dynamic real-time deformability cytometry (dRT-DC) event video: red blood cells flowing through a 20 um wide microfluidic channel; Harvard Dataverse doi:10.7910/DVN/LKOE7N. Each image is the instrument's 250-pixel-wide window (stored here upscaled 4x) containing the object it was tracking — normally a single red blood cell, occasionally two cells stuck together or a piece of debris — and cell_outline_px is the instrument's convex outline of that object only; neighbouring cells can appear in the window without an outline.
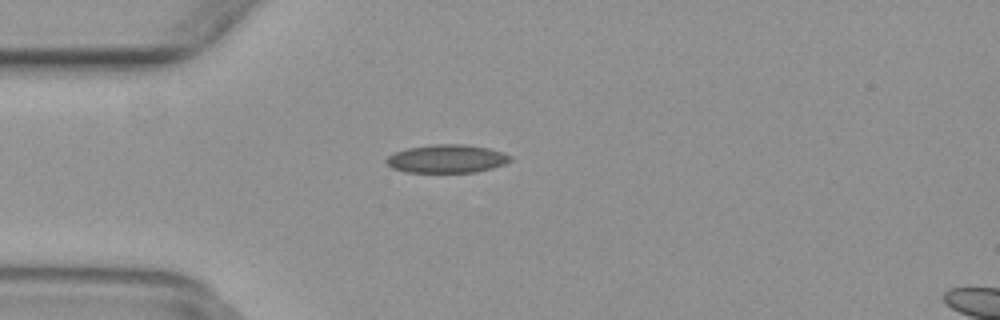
{"species": "common noctule bat (a hibernating species)", "species_latin": "Nyctalus noctula", "temperature_condition": "warm", "stored_images_in_passage": 44, "camera_frame_rate_fps": 3000, "um_per_image_px": 0.085, "animal": {"sex": "female", "body_mass_g": 29.2, "forearm_length_mm": 56.3}, "frame": {"image": 1, "passage_image": 8, "time_ms": 2.333, "image_size_px": [1000, 320], "cell_outline_px": [[512, 160], [504, 164], [492, 168], [476, 172], [404, 172], [392, 168], [384, 160], [388, 156], [396, 152], [408, 148], [432, 144], [464, 144], [488, 148], [512, 156]], "centroid_in_image_um": [37.97, 13.49], "position_along_channel_um": 47.0, "area_um2": 20.35}}
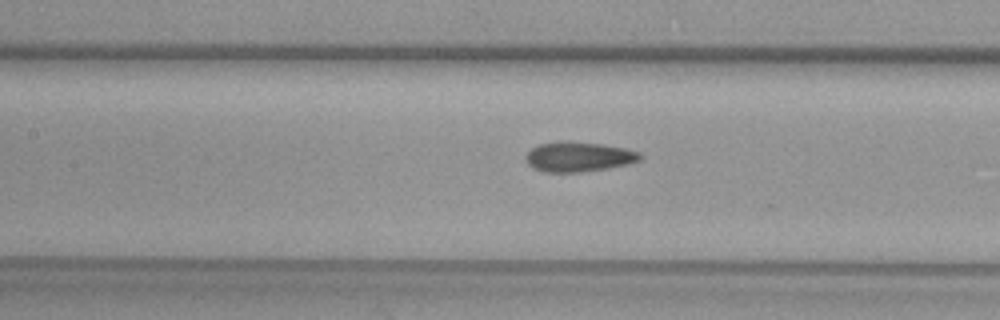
{"frame": {"image": 2, "passage_image": 17, "time_ms": 5.333, "image_size_px": [1000, 320], "cell_outline_px": [[644, 156], [640, 160], [628, 164], [608, 168], [580, 172], [544, 172], [532, 168], [524, 160], [524, 156], [532, 148], [540, 144], [564, 140], [600, 144], [624, 148], [640, 152]], "centroid_in_image_um": [49.16, 13.33], "position_along_channel_um": 158.2, "area_um2": 20.06}}
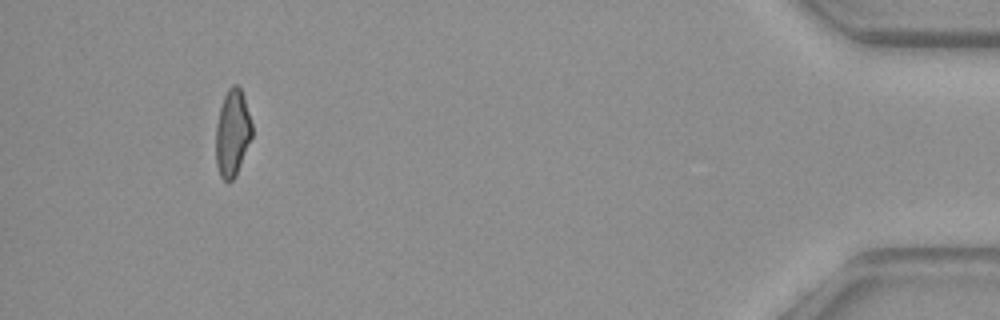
{"frame": {"image": 3, "passage_image": 41, "time_ms": 13.333, "image_size_px": [1000, 320], "cell_outline_px": [[252, 136], [236, 176], [228, 184], [220, 176], [216, 164], [216, 124], [220, 108], [224, 96], [228, 88], [232, 84], [236, 84], [240, 88], [244, 96], [252, 124]], "centroid_in_image_um": [19.75, 11.32], "position_along_channel_um": 415.4, "area_um2": 18.38}}